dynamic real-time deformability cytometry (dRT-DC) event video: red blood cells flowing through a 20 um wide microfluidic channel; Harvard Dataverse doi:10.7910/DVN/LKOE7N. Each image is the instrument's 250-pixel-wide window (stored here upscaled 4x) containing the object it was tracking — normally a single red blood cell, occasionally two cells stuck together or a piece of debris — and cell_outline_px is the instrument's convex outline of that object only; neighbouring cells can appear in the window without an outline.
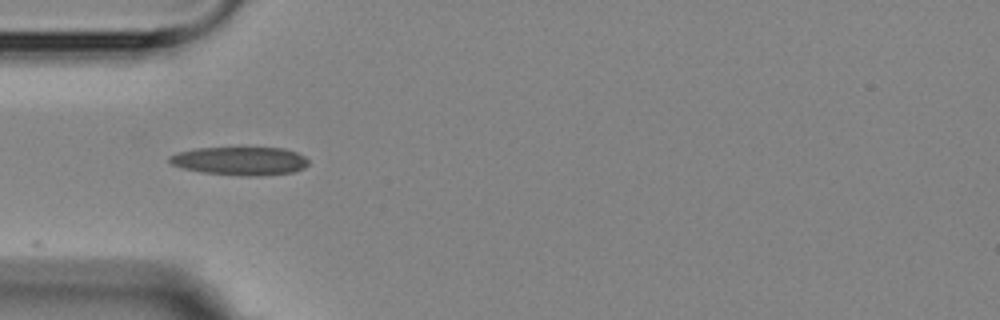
{"species": "Egyptian fruit bat (a non-hibernating species)", "species_latin": "Rousettus aegyptiacus", "temperature_condition": "room temperature", "stored_images_in_passage": 4, "camera_frame_rate_fps": 3000, "um_per_image_px": 0.085, "animal": {"sex": "female"}, "frame": {"image": 1, "passage_image": 3, "time_ms": 3.333, "image_size_px": [1000, 320], "cell_outline_px": [[308, 164], [304, 168], [292, 172], [260, 176], [240, 176], [204, 172], [184, 168], [172, 164], [168, 160], [176, 152], [196, 148], [284, 148], [296, 152], [304, 156], [308, 160]], "centroid_in_image_um": [20.44, 13.68], "position_along_channel_um": 64.6, "area_um2": 22.83}}
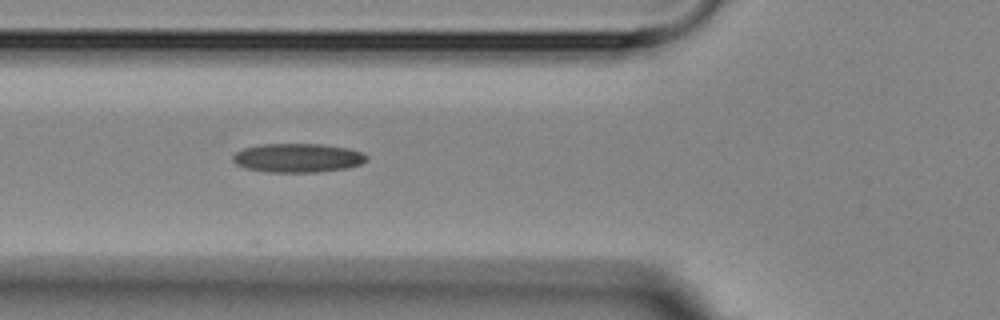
{"frame": {"image": 2, "passage_image": 4, "time_ms": 4.333, "image_size_px": [1000, 320], "cell_outline_px": [[368, 160], [360, 164], [348, 168], [316, 172], [268, 172], [244, 168], [236, 164], [232, 160], [232, 156], [236, 152], [244, 148], [260, 144], [320, 144], [348, 148], [360, 152], [368, 156]], "centroid_in_image_um": [25.29, 13.42], "position_along_channel_um": 100.5, "area_um2": 22.6}}